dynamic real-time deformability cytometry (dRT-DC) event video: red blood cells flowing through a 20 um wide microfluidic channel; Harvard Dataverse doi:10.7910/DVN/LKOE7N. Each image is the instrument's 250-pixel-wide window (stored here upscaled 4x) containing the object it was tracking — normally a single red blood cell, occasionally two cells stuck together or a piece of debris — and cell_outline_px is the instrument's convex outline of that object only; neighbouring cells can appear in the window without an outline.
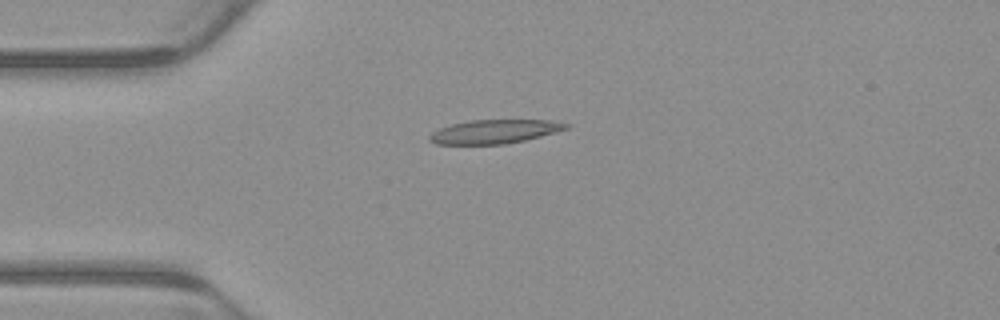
{"species": "common noctule bat (a hibernating species)", "species_latin": "Nyctalus noctula", "temperature_condition": "warm", "stored_images_in_passage": 5, "camera_frame_rate_fps": 3000, "um_per_image_px": 0.085, "animal": {"sex": "male", "body_mass_g": 23.1, "forearm_length_mm": 52.7}, "frame": {"image": 1, "passage_image": 3, "time_ms": 0.667, "image_size_px": [1000, 320], "cell_outline_px": [[572, 124], [568, 128], [556, 132], [524, 140], [504, 144], [436, 144], [428, 140], [428, 136], [432, 132], [440, 128], [452, 124], [472, 120], [548, 120]], "centroid_in_image_um": [42.03, 11.18], "position_along_channel_um": 43.0, "area_um2": 18.84}}